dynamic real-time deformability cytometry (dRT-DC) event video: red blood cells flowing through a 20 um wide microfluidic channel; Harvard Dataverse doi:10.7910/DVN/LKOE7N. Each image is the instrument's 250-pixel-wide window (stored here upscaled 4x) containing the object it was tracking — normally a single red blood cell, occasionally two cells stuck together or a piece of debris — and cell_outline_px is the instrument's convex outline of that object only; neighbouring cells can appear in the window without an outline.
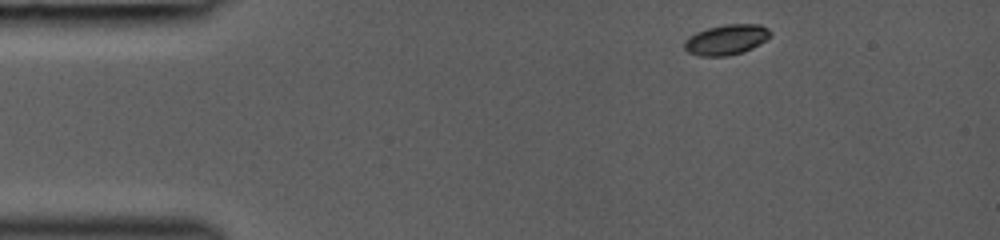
{"species": "common noctule bat (a hibernating species)", "species_latin": "Nyctalus noctula", "temperature_condition": "room temperature", "stored_images_in_passage": 3, "camera_frame_rate_fps": 3000, "um_per_image_px": 0.085, "animal": {"sex": "female", "body_mass_g": 19.0, "forearm_length_mm": 53.3}, "frame": {"image": 1, "passage_image": 1, "time_ms": 0.0, "image_size_px": [1000, 240], "cell_outline_px": [[772, 36], [760, 44], [744, 52], [728, 56], [700, 56], [688, 52], [684, 48], [684, 40], [688, 36], [696, 32], [708, 28], [724, 24], [760, 24], [768, 28], [772, 32]], "centroid_in_image_um": [61.76, 3.37], "position_along_channel_um": 23.2, "area_um2": 15.43}}
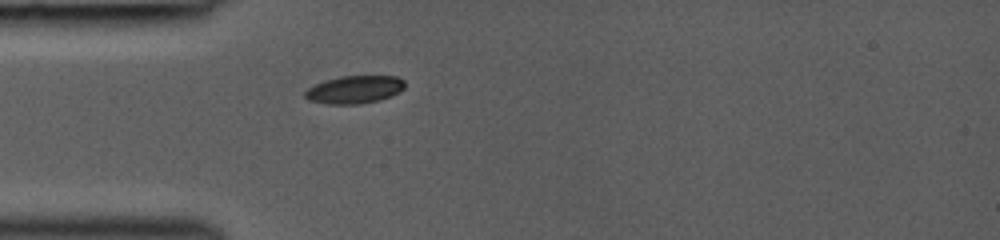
{"frame": {"image": 2, "passage_image": 3, "time_ms": 2.333, "image_size_px": [1000, 240], "cell_outline_px": [[404, 88], [400, 92], [392, 96], [380, 100], [360, 104], [324, 104], [308, 100], [304, 96], [304, 92], [308, 88], [324, 80], [340, 76], [396, 76], [404, 80]], "centroid_in_image_um": [30.13, 7.62], "position_along_channel_um": 54.9, "area_um2": 16.36}}